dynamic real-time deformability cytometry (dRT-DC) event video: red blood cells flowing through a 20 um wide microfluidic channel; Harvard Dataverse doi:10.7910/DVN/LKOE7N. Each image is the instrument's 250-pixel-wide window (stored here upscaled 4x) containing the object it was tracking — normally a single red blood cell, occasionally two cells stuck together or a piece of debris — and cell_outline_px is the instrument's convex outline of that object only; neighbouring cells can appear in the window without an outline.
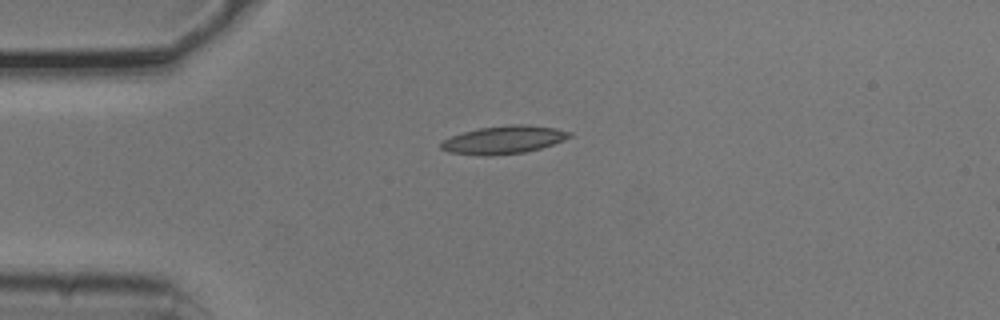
{"species": "common noctule bat (a hibernating species)", "species_latin": "Nyctalus noctula", "temperature_condition": "cold", "stored_images_in_passage": 3, "segment_of_instrument_passage": [1, 2], "camera_frame_rate_fps": 3000, "um_per_image_px": 0.085, "animal": {"sex": "male", "body_mass_g": 20.5, "forearm_length_mm": 52.5}, "frame": {"image": 1, "passage_image": 1, "time_ms": 0.0, "image_size_px": [1000, 320], "cell_outline_px": [[572, 136], [564, 140], [540, 148], [524, 152], [492, 156], [484, 156], [448, 152], [440, 148], [440, 144], [444, 140], [452, 136], [464, 132], [480, 128], [508, 124], [528, 124], [556, 128], [572, 132]], "centroid_in_image_um": [42.83, 11.88], "position_along_channel_um": 42.2, "area_um2": 20.98}}